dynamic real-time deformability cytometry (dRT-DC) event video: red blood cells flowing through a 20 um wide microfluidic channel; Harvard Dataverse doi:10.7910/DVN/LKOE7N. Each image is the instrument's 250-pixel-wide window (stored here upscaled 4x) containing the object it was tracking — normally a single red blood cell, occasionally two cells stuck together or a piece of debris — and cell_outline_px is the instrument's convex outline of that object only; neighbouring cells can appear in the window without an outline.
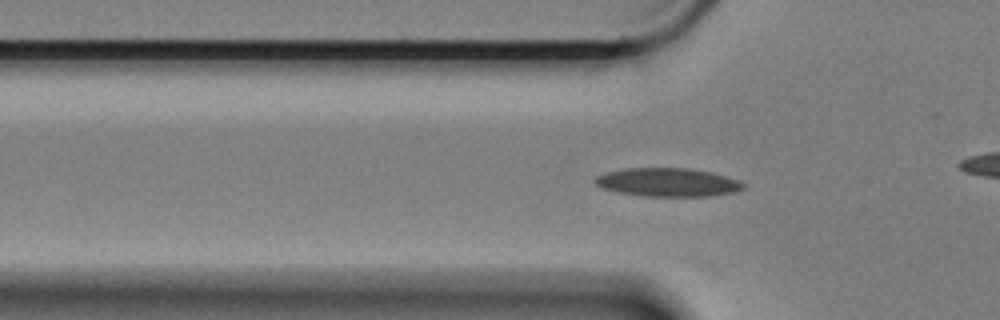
{"species": "Egyptian fruit bat (a non-hibernating species)", "species_latin": "Rousettus aegyptiacus", "temperature_condition": "cold", "stored_images_in_passage": 37, "camera_frame_rate_fps": 3000, "um_per_image_px": 0.085, "animal": {"sex": "female"}, "frame": {"image": 1, "passage_image": 5, "time_ms": 1.333, "image_size_px": [1000, 320], "cell_outline_px": [[744, 188], [732, 192], [704, 196], [644, 196], [616, 192], [604, 188], [596, 184], [592, 180], [596, 176], [608, 172], [628, 168], [688, 168], [712, 172], [740, 180], [744, 184]], "centroid_in_image_um": [56.74, 15.49], "position_along_channel_um": 69.1, "area_um2": 24.45}}
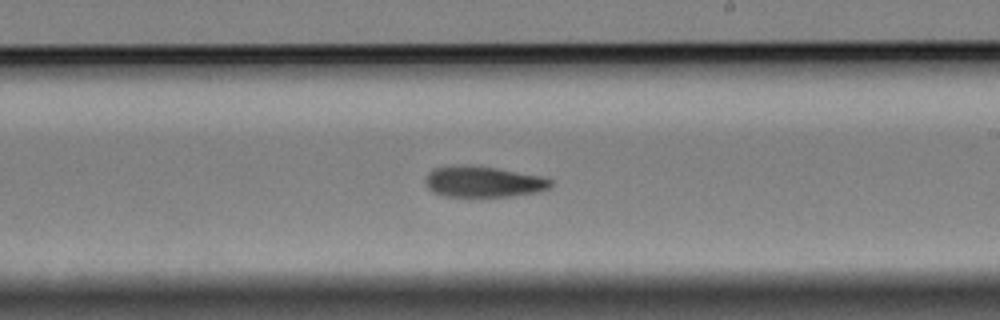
{"frame": {"image": 2, "passage_image": 21, "time_ms": 6.667, "image_size_px": [1000, 320], "cell_outline_px": [[552, 184], [548, 188], [540, 192], [512, 196], [440, 196], [432, 192], [424, 184], [424, 180], [428, 172], [432, 168], [452, 164], [468, 164], [496, 168], [544, 176], [552, 180]], "centroid_in_image_um": [41.03, 15.43], "position_along_channel_um": 248.0, "area_um2": 23.18}}
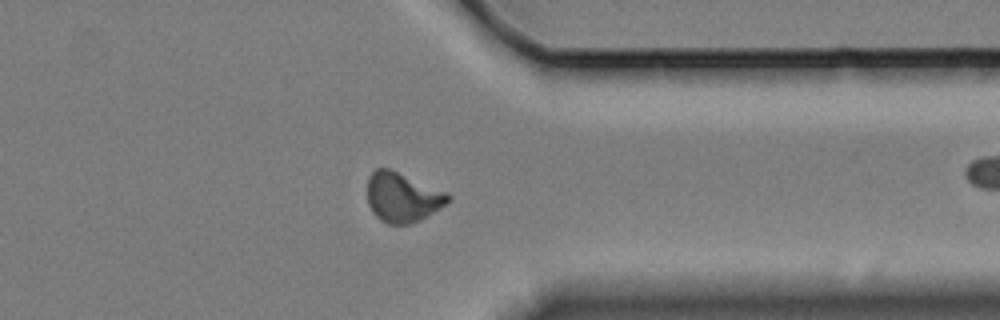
{"frame": {"image": 3, "passage_image": 33, "time_ms": 10.667, "image_size_px": [1000, 320], "cell_outline_px": [[452, 200], [420, 220], [412, 224], [388, 224], [380, 220], [372, 212], [368, 204], [368, 176], [376, 168], [388, 168], [448, 192], [452, 196]], "centroid_in_image_um": [34.22, 16.77], "position_along_channel_um": 377.2, "area_um2": 23.41}, "authors_computed_cell_mechanics": {"area_um2": 23.1778, "velocity_mm_per_s": 3.3424, "shape_relaxation_time_tau1_ms": 8.6807, "shape_relaxation_time_tau2_ms": null, "deformation_change_tau1": 0.1531, "deformation_change_tau2": null}}